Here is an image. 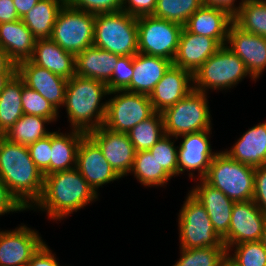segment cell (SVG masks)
I'll use <instances>...</instances> for the list:
<instances>
[{"mask_svg": "<svg viewBox=\"0 0 266 266\" xmlns=\"http://www.w3.org/2000/svg\"><path fill=\"white\" fill-rule=\"evenodd\" d=\"M192 85L193 75L172 64L149 95L153 110L162 113L173 106L193 89Z\"/></svg>", "mask_w": 266, "mask_h": 266, "instance_id": "ffe728a7", "label": "cell"}, {"mask_svg": "<svg viewBox=\"0 0 266 266\" xmlns=\"http://www.w3.org/2000/svg\"><path fill=\"white\" fill-rule=\"evenodd\" d=\"M178 216L180 248L225 247L205 207L190 192Z\"/></svg>", "mask_w": 266, "mask_h": 266, "instance_id": "9c48e42d", "label": "cell"}, {"mask_svg": "<svg viewBox=\"0 0 266 266\" xmlns=\"http://www.w3.org/2000/svg\"><path fill=\"white\" fill-rule=\"evenodd\" d=\"M156 1L157 0H123L122 11L135 17L153 15Z\"/></svg>", "mask_w": 266, "mask_h": 266, "instance_id": "ee69618b", "label": "cell"}, {"mask_svg": "<svg viewBox=\"0 0 266 266\" xmlns=\"http://www.w3.org/2000/svg\"><path fill=\"white\" fill-rule=\"evenodd\" d=\"M23 210L26 209L10 193V190L0 178V215Z\"/></svg>", "mask_w": 266, "mask_h": 266, "instance_id": "f6af8a7d", "label": "cell"}, {"mask_svg": "<svg viewBox=\"0 0 266 266\" xmlns=\"http://www.w3.org/2000/svg\"><path fill=\"white\" fill-rule=\"evenodd\" d=\"M255 168L232 159L226 152H217L202 178L221 190L234 202L253 200Z\"/></svg>", "mask_w": 266, "mask_h": 266, "instance_id": "277c9868", "label": "cell"}, {"mask_svg": "<svg viewBox=\"0 0 266 266\" xmlns=\"http://www.w3.org/2000/svg\"><path fill=\"white\" fill-rule=\"evenodd\" d=\"M232 248L233 256L229 254ZM227 259L235 266H266V249L260 240L239 243L227 249Z\"/></svg>", "mask_w": 266, "mask_h": 266, "instance_id": "8d00e7d4", "label": "cell"}, {"mask_svg": "<svg viewBox=\"0 0 266 266\" xmlns=\"http://www.w3.org/2000/svg\"><path fill=\"white\" fill-rule=\"evenodd\" d=\"M202 5V0H157L153 16L184 26Z\"/></svg>", "mask_w": 266, "mask_h": 266, "instance_id": "e575fe53", "label": "cell"}, {"mask_svg": "<svg viewBox=\"0 0 266 266\" xmlns=\"http://www.w3.org/2000/svg\"><path fill=\"white\" fill-rule=\"evenodd\" d=\"M15 74L16 64L9 59L6 51L0 46V92Z\"/></svg>", "mask_w": 266, "mask_h": 266, "instance_id": "bcb514c9", "label": "cell"}, {"mask_svg": "<svg viewBox=\"0 0 266 266\" xmlns=\"http://www.w3.org/2000/svg\"><path fill=\"white\" fill-rule=\"evenodd\" d=\"M221 47L217 40L190 33L183 27L172 64L194 75L201 65Z\"/></svg>", "mask_w": 266, "mask_h": 266, "instance_id": "d6986e66", "label": "cell"}, {"mask_svg": "<svg viewBox=\"0 0 266 266\" xmlns=\"http://www.w3.org/2000/svg\"><path fill=\"white\" fill-rule=\"evenodd\" d=\"M67 0H40L21 18L36 39L50 38L57 15Z\"/></svg>", "mask_w": 266, "mask_h": 266, "instance_id": "f1b7e54d", "label": "cell"}, {"mask_svg": "<svg viewBox=\"0 0 266 266\" xmlns=\"http://www.w3.org/2000/svg\"><path fill=\"white\" fill-rule=\"evenodd\" d=\"M19 19L13 0H0V23Z\"/></svg>", "mask_w": 266, "mask_h": 266, "instance_id": "c3c4849f", "label": "cell"}, {"mask_svg": "<svg viewBox=\"0 0 266 266\" xmlns=\"http://www.w3.org/2000/svg\"><path fill=\"white\" fill-rule=\"evenodd\" d=\"M210 132L211 130H204L179 136L183 139L178 147L179 174L187 169L191 178L194 177V170L198 171L200 179L206 175L211 160L217 154L211 149L208 136Z\"/></svg>", "mask_w": 266, "mask_h": 266, "instance_id": "ac0fdd59", "label": "cell"}, {"mask_svg": "<svg viewBox=\"0 0 266 266\" xmlns=\"http://www.w3.org/2000/svg\"><path fill=\"white\" fill-rule=\"evenodd\" d=\"M130 173H133L141 185L163 186L172 177L160 166L158 160L149 150L138 151L135 154L134 164Z\"/></svg>", "mask_w": 266, "mask_h": 266, "instance_id": "836d02e7", "label": "cell"}, {"mask_svg": "<svg viewBox=\"0 0 266 266\" xmlns=\"http://www.w3.org/2000/svg\"><path fill=\"white\" fill-rule=\"evenodd\" d=\"M221 266H235V265L231 263L228 259H226Z\"/></svg>", "mask_w": 266, "mask_h": 266, "instance_id": "f5cc1de1", "label": "cell"}, {"mask_svg": "<svg viewBox=\"0 0 266 266\" xmlns=\"http://www.w3.org/2000/svg\"><path fill=\"white\" fill-rule=\"evenodd\" d=\"M86 133L72 129L70 134L51 133V173L76 167L77 149Z\"/></svg>", "mask_w": 266, "mask_h": 266, "instance_id": "83f0119b", "label": "cell"}, {"mask_svg": "<svg viewBox=\"0 0 266 266\" xmlns=\"http://www.w3.org/2000/svg\"><path fill=\"white\" fill-rule=\"evenodd\" d=\"M236 0H202L203 5L220 7L228 10L232 15H234L238 10L239 6L234 5Z\"/></svg>", "mask_w": 266, "mask_h": 266, "instance_id": "681fc988", "label": "cell"}, {"mask_svg": "<svg viewBox=\"0 0 266 266\" xmlns=\"http://www.w3.org/2000/svg\"><path fill=\"white\" fill-rule=\"evenodd\" d=\"M29 60L67 80L75 75V55L63 50L50 38L36 39L33 54Z\"/></svg>", "mask_w": 266, "mask_h": 266, "instance_id": "603a6c76", "label": "cell"}, {"mask_svg": "<svg viewBox=\"0 0 266 266\" xmlns=\"http://www.w3.org/2000/svg\"><path fill=\"white\" fill-rule=\"evenodd\" d=\"M134 56H120L115 69L112 72L111 79L106 83L110 92L128 91L130 92V83L133 72Z\"/></svg>", "mask_w": 266, "mask_h": 266, "instance_id": "ab89813d", "label": "cell"}, {"mask_svg": "<svg viewBox=\"0 0 266 266\" xmlns=\"http://www.w3.org/2000/svg\"><path fill=\"white\" fill-rule=\"evenodd\" d=\"M94 24V14L75 9L66 2L57 15L50 39L76 55L93 45Z\"/></svg>", "mask_w": 266, "mask_h": 266, "instance_id": "ba28073f", "label": "cell"}, {"mask_svg": "<svg viewBox=\"0 0 266 266\" xmlns=\"http://www.w3.org/2000/svg\"><path fill=\"white\" fill-rule=\"evenodd\" d=\"M261 243L264 245L265 249H266V222L264 224V228H263V233H262V237H261Z\"/></svg>", "mask_w": 266, "mask_h": 266, "instance_id": "816d5d0a", "label": "cell"}, {"mask_svg": "<svg viewBox=\"0 0 266 266\" xmlns=\"http://www.w3.org/2000/svg\"><path fill=\"white\" fill-rule=\"evenodd\" d=\"M225 45L244 62L254 79L262 75L266 68V37L248 33L233 22Z\"/></svg>", "mask_w": 266, "mask_h": 266, "instance_id": "2e32d148", "label": "cell"}, {"mask_svg": "<svg viewBox=\"0 0 266 266\" xmlns=\"http://www.w3.org/2000/svg\"><path fill=\"white\" fill-rule=\"evenodd\" d=\"M226 152L232 159L252 167L266 165V122L247 130Z\"/></svg>", "mask_w": 266, "mask_h": 266, "instance_id": "4316f807", "label": "cell"}, {"mask_svg": "<svg viewBox=\"0 0 266 266\" xmlns=\"http://www.w3.org/2000/svg\"><path fill=\"white\" fill-rule=\"evenodd\" d=\"M40 0H13L19 18H23Z\"/></svg>", "mask_w": 266, "mask_h": 266, "instance_id": "f907efd6", "label": "cell"}, {"mask_svg": "<svg viewBox=\"0 0 266 266\" xmlns=\"http://www.w3.org/2000/svg\"><path fill=\"white\" fill-rule=\"evenodd\" d=\"M135 151L151 149L164 135L162 113L154 112L127 133Z\"/></svg>", "mask_w": 266, "mask_h": 266, "instance_id": "d6a6232c", "label": "cell"}, {"mask_svg": "<svg viewBox=\"0 0 266 266\" xmlns=\"http://www.w3.org/2000/svg\"><path fill=\"white\" fill-rule=\"evenodd\" d=\"M30 157L40 171L46 175L51 174V134L27 146Z\"/></svg>", "mask_w": 266, "mask_h": 266, "instance_id": "60d3db41", "label": "cell"}, {"mask_svg": "<svg viewBox=\"0 0 266 266\" xmlns=\"http://www.w3.org/2000/svg\"><path fill=\"white\" fill-rule=\"evenodd\" d=\"M28 266H60L47 244H43L32 256Z\"/></svg>", "mask_w": 266, "mask_h": 266, "instance_id": "7dc6e473", "label": "cell"}, {"mask_svg": "<svg viewBox=\"0 0 266 266\" xmlns=\"http://www.w3.org/2000/svg\"><path fill=\"white\" fill-rule=\"evenodd\" d=\"M266 215L253 200L233 204L228 234L222 239L228 249L239 243L261 240Z\"/></svg>", "mask_w": 266, "mask_h": 266, "instance_id": "7c38bea8", "label": "cell"}, {"mask_svg": "<svg viewBox=\"0 0 266 266\" xmlns=\"http://www.w3.org/2000/svg\"><path fill=\"white\" fill-rule=\"evenodd\" d=\"M16 73L27 87L36 90L57 110L63 106L67 79L35 65L30 60L17 64Z\"/></svg>", "mask_w": 266, "mask_h": 266, "instance_id": "e0dca14e", "label": "cell"}, {"mask_svg": "<svg viewBox=\"0 0 266 266\" xmlns=\"http://www.w3.org/2000/svg\"><path fill=\"white\" fill-rule=\"evenodd\" d=\"M233 22L242 30L266 37V1L242 0Z\"/></svg>", "mask_w": 266, "mask_h": 266, "instance_id": "1f68e13d", "label": "cell"}, {"mask_svg": "<svg viewBox=\"0 0 266 266\" xmlns=\"http://www.w3.org/2000/svg\"><path fill=\"white\" fill-rule=\"evenodd\" d=\"M172 136L164 135L151 149H149L152 156H154L160 166L171 176L179 175L178 165V146H174Z\"/></svg>", "mask_w": 266, "mask_h": 266, "instance_id": "f35d334b", "label": "cell"}, {"mask_svg": "<svg viewBox=\"0 0 266 266\" xmlns=\"http://www.w3.org/2000/svg\"><path fill=\"white\" fill-rule=\"evenodd\" d=\"M97 197L98 194L75 167L46 175L41 197L35 207L46 211L51 219L60 221L95 201Z\"/></svg>", "mask_w": 266, "mask_h": 266, "instance_id": "7a4b0ae2", "label": "cell"}, {"mask_svg": "<svg viewBox=\"0 0 266 266\" xmlns=\"http://www.w3.org/2000/svg\"><path fill=\"white\" fill-rule=\"evenodd\" d=\"M119 57L94 45L87 47L75 55V75L107 83Z\"/></svg>", "mask_w": 266, "mask_h": 266, "instance_id": "d4e9b609", "label": "cell"}, {"mask_svg": "<svg viewBox=\"0 0 266 266\" xmlns=\"http://www.w3.org/2000/svg\"><path fill=\"white\" fill-rule=\"evenodd\" d=\"M109 92L107 84L102 81L78 75L70 78L63 106L66 107L71 129L87 134L103 126L107 101L100 102Z\"/></svg>", "mask_w": 266, "mask_h": 266, "instance_id": "3957f363", "label": "cell"}, {"mask_svg": "<svg viewBox=\"0 0 266 266\" xmlns=\"http://www.w3.org/2000/svg\"><path fill=\"white\" fill-rule=\"evenodd\" d=\"M171 65L172 61L164 57L135 54L130 92L149 96Z\"/></svg>", "mask_w": 266, "mask_h": 266, "instance_id": "cb8c5ba5", "label": "cell"}, {"mask_svg": "<svg viewBox=\"0 0 266 266\" xmlns=\"http://www.w3.org/2000/svg\"><path fill=\"white\" fill-rule=\"evenodd\" d=\"M232 23L233 15L228 10L202 5L183 27L190 33L213 38L224 46Z\"/></svg>", "mask_w": 266, "mask_h": 266, "instance_id": "7402d4cb", "label": "cell"}, {"mask_svg": "<svg viewBox=\"0 0 266 266\" xmlns=\"http://www.w3.org/2000/svg\"><path fill=\"white\" fill-rule=\"evenodd\" d=\"M200 183L190 193L205 207L214 231L223 239L229 230V224L235 203L221 190L216 189L199 179Z\"/></svg>", "mask_w": 266, "mask_h": 266, "instance_id": "44dd1931", "label": "cell"}, {"mask_svg": "<svg viewBox=\"0 0 266 266\" xmlns=\"http://www.w3.org/2000/svg\"><path fill=\"white\" fill-rule=\"evenodd\" d=\"M93 45L119 56L138 53L137 17L124 11L95 15Z\"/></svg>", "mask_w": 266, "mask_h": 266, "instance_id": "5b68a950", "label": "cell"}, {"mask_svg": "<svg viewBox=\"0 0 266 266\" xmlns=\"http://www.w3.org/2000/svg\"><path fill=\"white\" fill-rule=\"evenodd\" d=\"M207 93L192 89L182 100L162 112L164 133L175 137L211 130Z\"/></svg>", "mask_w": 266, "mask_h": 266, "instance_id": "8992f818", "label": "cell"}, {"mask_svg": "<svg viewBox=\"0 0 266 266\" xmlns=\"http://www.w3.org/2000/svg\"><path fill=\"white\" fill-rule=\"evenodd\" d=\"M44 243L37 231L25 225L0 231V266H28Z\"/></svg>", "mask_w": 266, "mask_h": 266, "instance_id": "4fadbf2b", "label": "cell"}, {"mask_svg": "<svg viewBox=\"0 0 266 266\" xmlns=\"http://www.w3.org/2000/svg\"><path fill=\"white\" fill-rule=\"evenodd\" d=\"M24 85L16 73L0 92V135H4L24 114L21 101Z\"/></svg>", "mask_w": 266, "mask_h": 266, "instance_id": "f546056e", "label": "cell"}, {"mask_svg": "<svg viewBox=\"0 0 266 266\" xmlns=\"http://www.w3.org/2000/svg\"><path fill=\"white\" fill-rule=\"evenodd\" d=\"M0 178L25 209L33 208L41 197L44 174L30 157L28 147L3 135H0Z\"/></svg>", "mask_w": 266, "mask_h": 266, "instance_id": "6da1fadb", "label": "cell"}, {"mask_svg": "<svg viewBox=\"0 0 266 266\" xmlns=\"http://www.w3.org/2000/svg\"><path fill=\"white\" fill-rule=\"evenodd\" d=\"M138 53L160 56L173 61L183 26L145 15L137 17Z\"/></svg>", "mask_w": 266, "mask_h": 266, "instance_id": "30bf717a", "label": "cell"}, {"mask_svg": "<svg viewBox=\"0 0 266 266\" xmlns=\"http://www.w3.org/2000/svg\"><path fill=\"white\" fill-rule=\"evenodd\" d=\"M248 72L244 62L226 45L214 53L193 75V89L206 93L207 89H228L237 85Z\"/></svg>", "mask_w": 266, "mask_h": 266, "instance_id": "52a82bcc", "label": "cell"}, {"mask_svg": "<svg viewBox=\"0 0 266 266\" xmlns=\"http://www.w3.org/2000/svg\"><path fill=\"white\" fill-rule=\"evenodd\" d=\"M76 168L96 194L100 186L121 178L104 158L99 146L87 134L77 149Z\"/></svg>", "mask_w": 266, "mask_h": 266, "instance_id": "9a60e30c", "label": "cell"}, {"mask_svg": "<svg viewBox=\"0 0 266 266\" xmlns=\"http://www.w3.org/2000/svg\"><path fill=\"white\" fill-rule=\"evenodd\" d=\"M180 249V259L173 266H221L227 259L226 247Z\"/></svg>", "mask_w": 266, "mask_h": 266, "instance_id": "d590c367", "label": "cell"}, {"mask_svg": "<svg viewBox=\"0 0 266 266\" xmlns=\"http://www.w3.org/2000/svg\"><path fill=\"white\" fill-rule=\"evenodd\" d=\"M75 9L94 15L122 11L123 0H67Z\"/></svg>", "mask_w": 266, "mask_h": 266, "instance_id": "b9f144b4", "label": "cell"}, {"mask_svg": "<svg viewBox=\"0 0 266 266\" xmlns=\"http://www.w3.org/2000/svg\"><path fill=\"white\" fill-rule=\"evenodd\" d=\"M253 201L266 215V165L255 167Z\"/></svg>", "mask_w": 266, "mask_h": 266, "instance_id": "7bdbcfd3", "label": "cell"}, {"mask_svg": "<svg viewBox=\"0 0 266 266\" xmlns=\"http://www.w3.org/2000/svg\"><path fill=\"white\" fill-rule=\"evenodd\" d=\"M47 122L49 124L52 121L41 116L23 114L3 136L9 141L28 146L52 133L45 128Z\"/></svg>", "mask_w": 266, "mask_h": 266, "instance_id": "4dcf8cb0", "label": "cell"}, {"mask_svg": "<svg viewBox=\"0 0 266 266\" xmlns=\"http://www.w3.org/2000/svg\"><path fill=\"white\" fill-rule=\"evenodd\" d=\"M21 99L24 114L41 116L52 122L59 116V111L51 103L26 85L23 86Z\"/></svg>", "mask_w": 266, "mask_h": 266, "instance_id": "74e56055", "label": "cell"}, {"mask_svg": "<svg viewBox=\"0 0 266 266\" xmlns=\"http://www.w3.org/2000/svg\"><path fill=\"white\" fill-rule=\"evenodd\" d=\"M87 135L99 146L104 158L120 177L131 172L136 151L127 133L113 132L101 126Z\"/></svg>", "mask_w": 266, "mask_h": 266, "instance_id": "5bb4252c", "label": "cell"}, {"mask_svg": "<svg viewBox=\"0 0 266 266\" xmlns=\"http://www.w3.org/2000/svg\"><path fill=\"white\" fill-rule=\"evenodd\" d=\"M111 94L117 95L107 101L103 126L108 130L128 133L155 112L148 95L128 91L109 92Z\"/></svg>", "mask_w": 266, "mask_h": 266, "instance_id": "8fae6325", "label": "cell"}, {"mask_svg": "<svg viewBox=\"0 0 266 266\" xmlns=\"http://www.w3.org/2000/svg\"><path fill=\"white\" fill-rule=\"evenodd\" d=\"M36 38L21 19L0 23V46L14 64L29 60Z\"/></svg>", "mask_w": 266, "mask_h": 266, "instance_id": "484cf974", "label": "cell"}]
</instances>
